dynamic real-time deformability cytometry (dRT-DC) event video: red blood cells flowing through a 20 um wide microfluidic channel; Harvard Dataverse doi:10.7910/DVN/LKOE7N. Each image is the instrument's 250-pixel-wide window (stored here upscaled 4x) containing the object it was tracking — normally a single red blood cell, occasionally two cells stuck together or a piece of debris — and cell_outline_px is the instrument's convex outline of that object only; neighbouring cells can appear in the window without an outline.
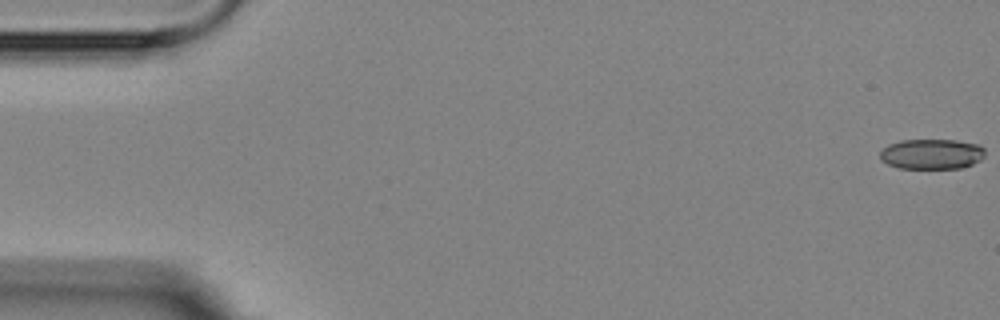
{"species": "Egyptian fruit bat (a non-hibernating species)", "species_latin": "Rousettus aegyptiacus", "temperature_condition": "room temperature", "stored_images_in_passage": 5, "camera_frame_rate_fps": 3000, "um_per_image_px": 0.085, "animal": {"sex": "female"}, "frame": {"image": 1, "passage_image": 1, "time_ms": 0.0, "image_size_px": [1000, 320], "cell_outline_px": [[984, 156], [980, 160], [972, 164], [960, 168], [900, 168], [888, 164], [880, 160], [880, 152], [888, 144], [900, 140], [956, 140], [980, 144], [984, 148]], "centroid_in_image_um": [79.19, 13.08], "position_along_channel_um": 5.8, "area_um2": 18.55}}
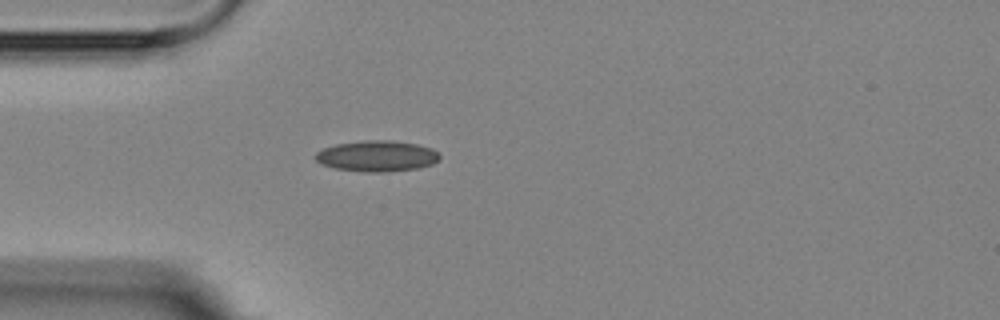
{"frame": {"image": 2, "passage_image": 5, "time_ms": 5.0, "image_size_px": [1000, 320], "cell_outline_px": [[440, 160], [432, 164], [420, 168], [388, 172], [364, 172], [332, 168], [320, 164], [316, 160], [316, 152], [324, 148], [336, 144], [364, 140], [392, 140], [416, 144], [432, 148], [440, 156]], "centroid_in_image_um": [32.04, 13.27], "position_along_channel_um": 53.0, "area_um2": 22.6}}